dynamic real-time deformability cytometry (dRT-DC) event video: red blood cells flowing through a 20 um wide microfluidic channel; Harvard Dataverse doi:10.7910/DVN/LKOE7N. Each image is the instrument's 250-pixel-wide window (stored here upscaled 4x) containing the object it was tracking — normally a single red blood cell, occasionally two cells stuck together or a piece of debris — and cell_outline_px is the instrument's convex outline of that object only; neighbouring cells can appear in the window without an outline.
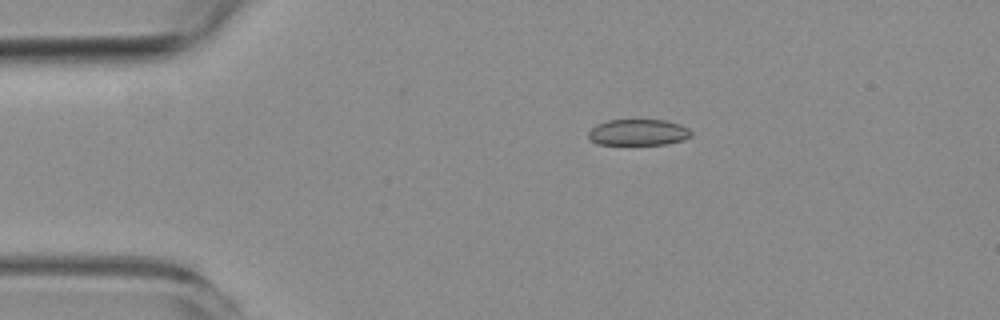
{"species": "common noctule bat (a hibernating species)", "species_latin": "Nyctalus noctula", "temperature_condition": "room temperature", "stored_images_in_passage": 6, "camera_frame_rate_fps": 3000, "um_per_image_px": 0.085, "animal": {"sex": "female", "body_mass_g": 19.3, "forearm_length_mm": 54.1}, "frame": {"image": 1, "passage_image": 1, "time_ms": 0.0, "image_size_px": [1000, 320], "cell_outline_px": [[692, 136], [684, 140], [668, 144], [596, 144], [588, 136], [588, 132], [596, 124], [608, 120], [664, 120], [680, 124], [688, 128], [692, 132]], "centroid_in_image_um": [54.28, 11.25], "position_along_channel_um": 30.7, "area_um2": 15.72}}
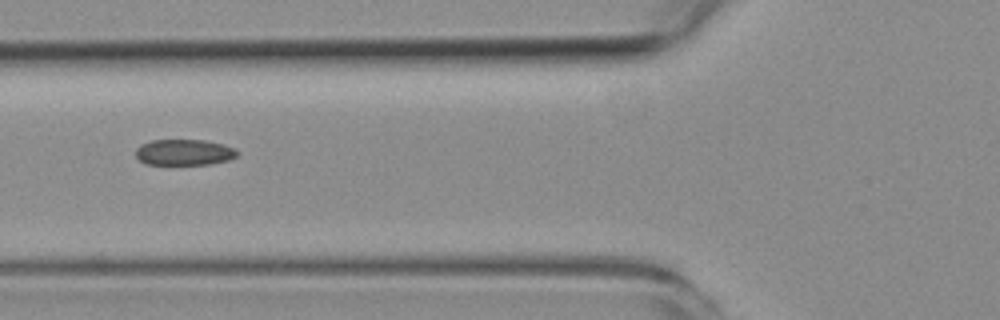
{"frame": {"image": 2, "passage_image": 3, "time_ms": 3.333, "image_size_px": [1000, 320], "cell_outline_px": [[240, 152], [236, 156], [228, 160], [208, 164], [144, 164], [136, 156], [136, 148], [140, 144], [152, 140], [204, 140], [224, 144], [236, 148]], "centroid_in_image_um": [15.67, 12.94], "position_along_channel_um": 110.1, "area_um2": 15.43}}
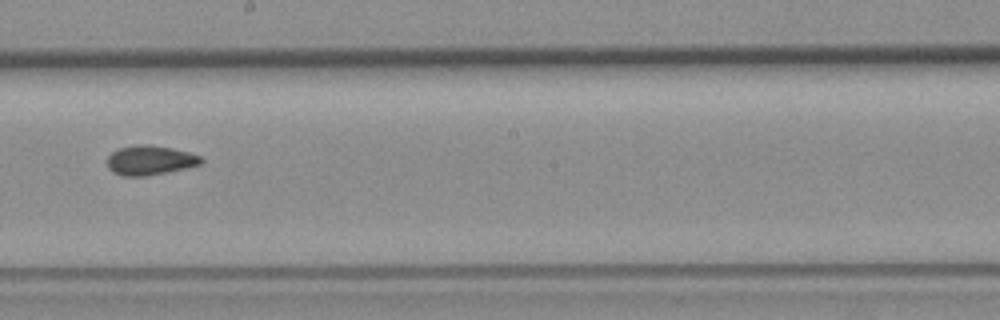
{"frame": {"image": 3, "passage_image": 6, "time_ms": 6.667, "image_size_px": [1000, 320], "cell_outline_px": [[204, 160], [200, 164], [168, 172], [144, 176], [124, 176], [112, 172], [108, 168], [108, 156], [112, 152], [120, 148], [136, 144], [148, 144], [172, 148], [188, 152], [200, 156]], "centroid_in_image_um": [12.73, 13.62], "position_along_channel_um": 235.5, "area_um2": 16.07}}